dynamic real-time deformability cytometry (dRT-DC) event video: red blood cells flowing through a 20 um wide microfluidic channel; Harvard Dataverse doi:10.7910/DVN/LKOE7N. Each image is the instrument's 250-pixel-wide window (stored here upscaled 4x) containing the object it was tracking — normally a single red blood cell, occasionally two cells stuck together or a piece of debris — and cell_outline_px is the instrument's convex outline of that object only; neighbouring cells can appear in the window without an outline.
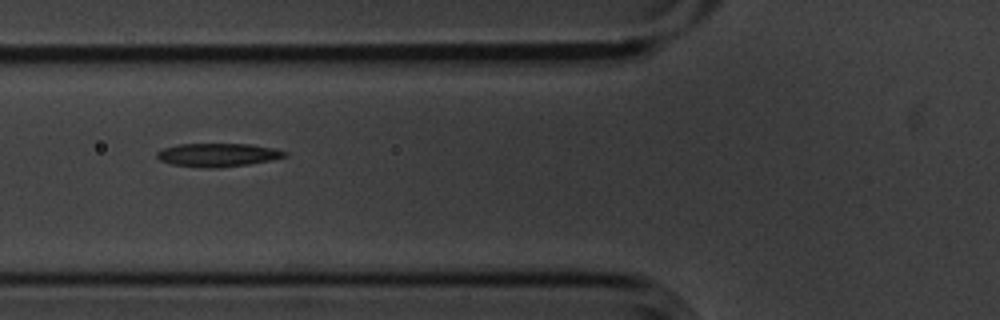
{"species": "common noctule bat (a hibernating species)", "species_latin": "Nyctalus noctula", "temperature_condition": "cold", "stored_images_in_passage": 9, "camera_frame_rate_fps": 3000, "um_per_image_px": 0.085, "animal": {"sex": "male", "body_mass_g": 20.1, "forearm_length_mm": 53.5}, "frame": {"image": 1, "passage_image": 2, "time_ms": 0.333, "image_size_px": [1000, 320], "cell_outline_px": [[288, 156], [248, 164], [220, 168], [212, 168], [172, 164], [160, 160], [156, 156], [156, 152], [164, 148], [176, 144], [248, 144], [272, 148], [288, 152]], "centroid_in_image_um": [18.5, 13.16], "position_along_channel_um": 107.3, "area_um2": 17.22}}
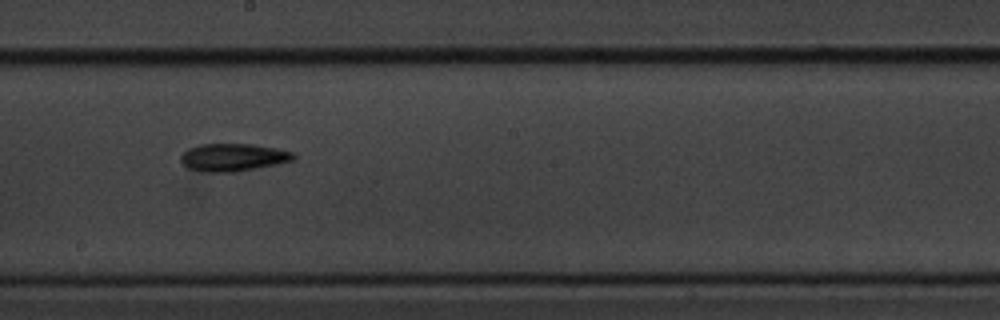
{"frame": {"image": 2, "passage_image": 5, "time_ms": 1.333, "image_size_px": [1000, 320], "cell_outline_px": [[296, 156], [292, 160], [276, 164], [236, 172], [208, 172], [188, 168], [180, 160], [180, 156], [188, 148], [200, 144], [252, 144], [276, 148], [292, 152]], "centroid_in_image_um": [19.79, 13.37], "position_along_channel_um": 228.4, "area_um2": 18.03}}
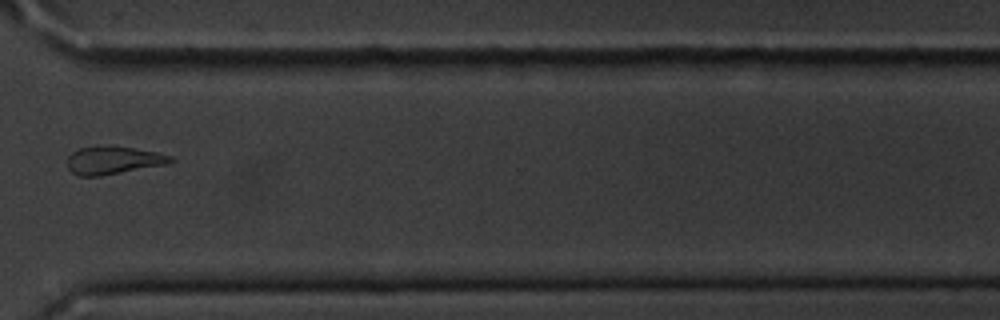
{"frame": {"image": 3, "passage_image": 8, "time_ms": 2.333, "image_size_px": [1000, 320], "cell_outline_px": [[176, 160], [172, 164], [100, 176], [80, 176], [72, 172], [68, 168], [68, 156], [72, 152], [80, 148], [132, 148], [156, 152], [172, 156]], "centroid_in_image_um": [9.71, 13.67], "position_along_channel_um": 360.9, "area_um2": 16.42}}